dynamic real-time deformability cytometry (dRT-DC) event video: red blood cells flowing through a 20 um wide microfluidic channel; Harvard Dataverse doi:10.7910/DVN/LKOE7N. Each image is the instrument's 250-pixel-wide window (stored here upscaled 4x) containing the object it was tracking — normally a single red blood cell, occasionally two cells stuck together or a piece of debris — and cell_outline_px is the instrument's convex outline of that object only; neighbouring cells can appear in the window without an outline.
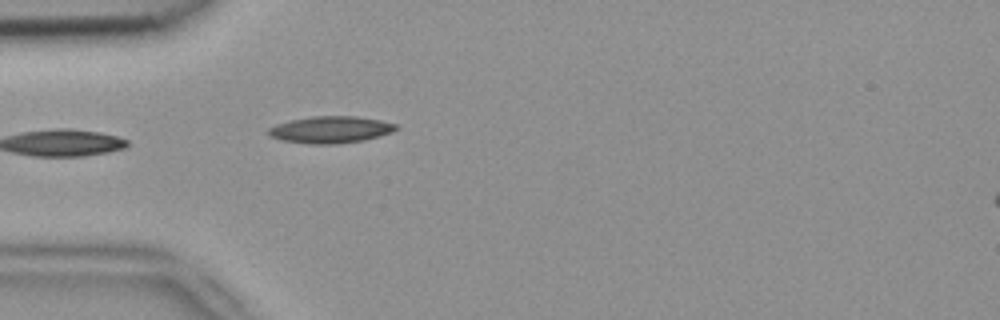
{"species": "common noctule bat (a hibernating species)", "species_latin": "Nyctalus noctula", "temperature_condition": "room temperature", "stored_images_in_passage": 5, "camera_frame_rate_fps": 3000, "um_per_image_px": 0.085, "animal": {"sex": "female", "body_mass_g": 18.4}, "frame": {"image": 1, "passage_image": 5, "time_ms": 1.333, "image_size_px": [1000, 320], "cell_outline_px": [[400, 128], [392, 132], [380, 136], [364, 140], [336, 144], [312, 144], [280, 140], [268, 136], [268, 128], [276, 124], [292, 120], [312, 116], [356, 116], [380, 120], [396, 124]], "centroid_in_image_um": [28.1, 11.02], "position_along_channel_um": 56.9, "area_um2": 20.06}}